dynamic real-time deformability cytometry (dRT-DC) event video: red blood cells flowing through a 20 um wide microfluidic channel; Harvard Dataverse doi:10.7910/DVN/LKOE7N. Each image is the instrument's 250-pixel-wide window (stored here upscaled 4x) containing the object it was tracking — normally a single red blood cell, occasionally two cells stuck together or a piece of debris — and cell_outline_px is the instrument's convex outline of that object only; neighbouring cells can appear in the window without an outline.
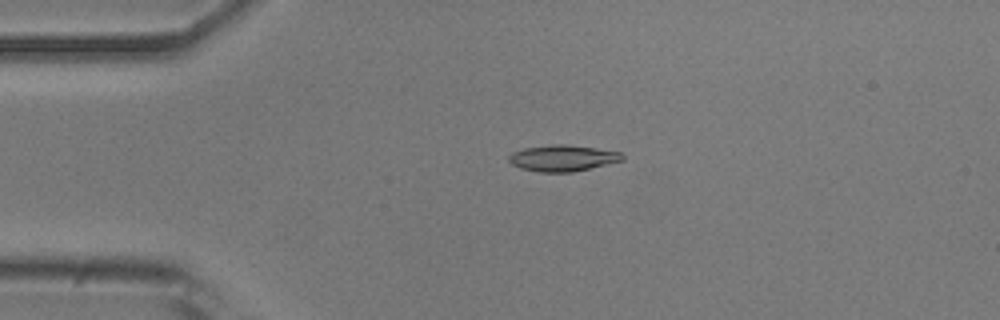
{"species": "common noctule bat (a hibernating species)", "species_latin": "Nyctalus noctula", "temperature_condition": "room temperature", "stored_images_in_passage": 52, "camera_frame_rate_fps": 3000, "um_per_image_px": 0.085, "animal": {"sex": "male", "body_mass_g": 20.5, "forearm_length_mm": 52.5}, "frame": {"image": 1, "passage_image": 12, "time_ms": 3.667, "image_size_px": [1000, 320], "cell_outline_px": [[624, 160], [572, 172], [540, 172], [520, 168], [512, 164], [508, 160], [508, 156], [512, 152], [524, 148], [552, 144], [564, 144], [620, 152], [624, 156]], "centroid_in_image_um": [47.79, 13.44], "position_along_channel_um": 37.2, "area_um2": 17.17}}
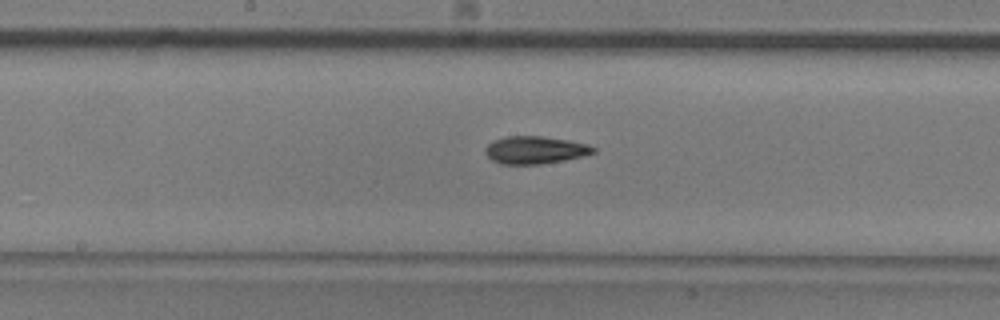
{"frame": {"image": 2, "passage_image": 27, "time_ms": 8.667, "image_size_px": [1000, 320], "cell_outline_px": [[596, 152], [584, 156], [564, 160], [540, 164], [500, 164], [492, 160], [484, 152], [484, 148], [492, 140], [508, 136], [544, 136], [568, 140], [588, 144], [596, 148]], "centroid_in_image_um": [45.48, 12.74], "position_along_channel_um": 202.7, "area_um2": 17.51}}
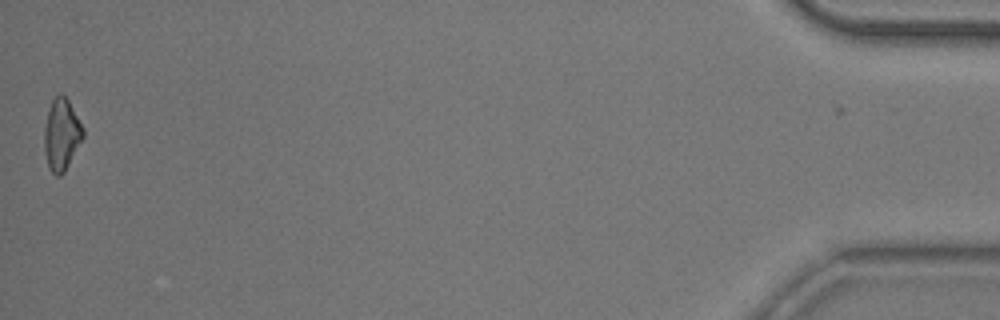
{"frame": {"image": 3, "passage_image": 52, "time_ms": 17.0, "image_size_px": [1000, 320], "cell_outline_px": [[84, 136], [64, 172], [60, 176], [56, 176], [48, 168], [44, 152], [44, 128], [48, 112], [52, 100], [60, 92], [68, 100], [84, 128]], "centroid_in_image_um": [5.22, 11.45], "position_along_channel_um": 430.0, "area_um2": 16.13}, "authors_computed_cell_mechanics": {"area_um2": 16.7909, "velocity_mm_per_s": 3.9051, "shape_relaxation_time_tau1_ms": 5.1059, "shape_relaxation_time_tau2_ms": 5.3373, "deformation_change_tau1": 0.1665, "deformation_change_tau2": 0.1245}}